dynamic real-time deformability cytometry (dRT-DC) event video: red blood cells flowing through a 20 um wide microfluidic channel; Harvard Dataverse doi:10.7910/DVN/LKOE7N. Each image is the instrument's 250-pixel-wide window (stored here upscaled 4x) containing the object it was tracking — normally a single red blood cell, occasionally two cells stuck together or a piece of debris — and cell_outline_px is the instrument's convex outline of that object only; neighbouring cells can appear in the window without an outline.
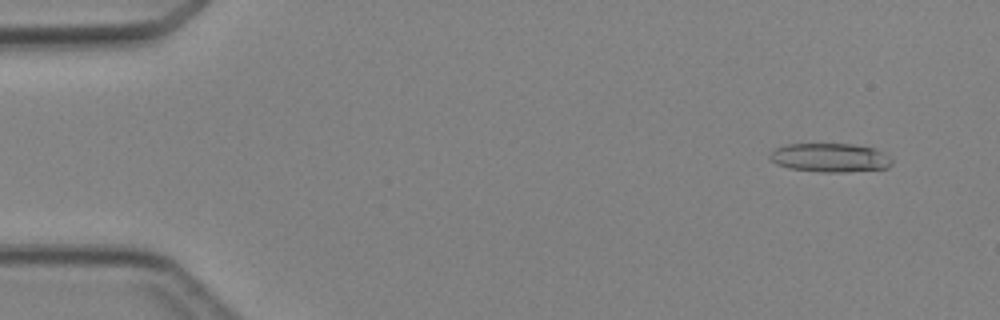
{"species": "Egyptian fruit bat (a non-hibernating species)", "species_latin": "Rousettus aegyptiacus", "temperature_condition": "cold", "stored_images_in_passage": 3, "camera_frame_rate_fps": 3000, "um_per_image_px": 0.085, "animal": {"sex": "female"}, "frame": {"image": 1, "passage_image": 1, "time_ms": 0.0, "image_size_px": [1000, 320], "cell_outline_px": [[892, 164], [888, 168], [848, 172], [820, 172], [788, 168], [776, 164], [768, 160], [768, 156], [776, 148], [784, 144], [852, 144], [872, 148], [884, 152], [892, 156]], "centroid_in_image_um": [70.55, 13.41], "position_along_channel_um": 14.4, "area_um2": 20.81}}